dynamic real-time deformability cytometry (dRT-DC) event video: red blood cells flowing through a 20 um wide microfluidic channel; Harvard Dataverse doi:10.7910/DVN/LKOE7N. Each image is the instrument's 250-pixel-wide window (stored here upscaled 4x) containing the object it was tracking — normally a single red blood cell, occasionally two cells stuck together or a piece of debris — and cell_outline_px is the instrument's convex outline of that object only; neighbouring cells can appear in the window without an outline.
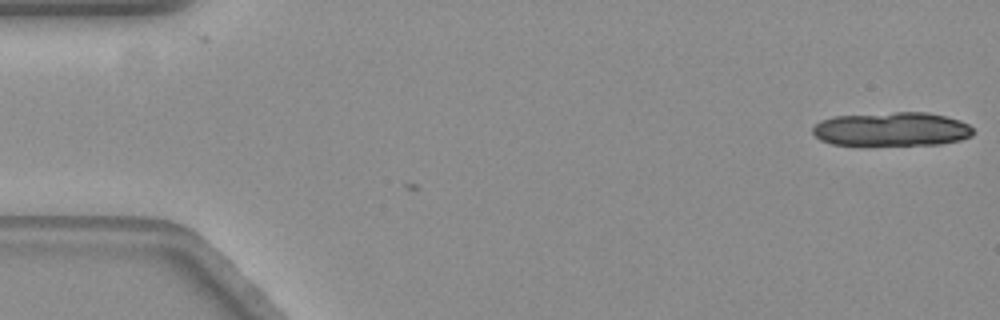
{"species": "common noctule bat (a hibernating species)", "species_latin": "Nyctalus noctula", "temperature_condition": "warm", "stored_images_in_passage": 3, "camera_frame_rate_fps": 3000, "um_per_image_px": 0.085, "animal": {"sex": "female", "body_mass_g": 19.3, "forearm_length_mm": 54.1}, "frame": {"image": 1, "passage_image": 1, "time_ms": 0.0, "image_size_px": [1000, 320], "cell_outline_px": [[972, 136], [960, 140], [940, 144], [832, 144], [820, 140], [812, 132], [812, 128], [820, 120], [832, 116], [896, 112], [928, 112], [960, 120], [968, 124], [972, 128]], "centroid_in_image_um": [75.79, 10.96], "position_along_channel_um": 9.2, "area_um2": 31.5}}